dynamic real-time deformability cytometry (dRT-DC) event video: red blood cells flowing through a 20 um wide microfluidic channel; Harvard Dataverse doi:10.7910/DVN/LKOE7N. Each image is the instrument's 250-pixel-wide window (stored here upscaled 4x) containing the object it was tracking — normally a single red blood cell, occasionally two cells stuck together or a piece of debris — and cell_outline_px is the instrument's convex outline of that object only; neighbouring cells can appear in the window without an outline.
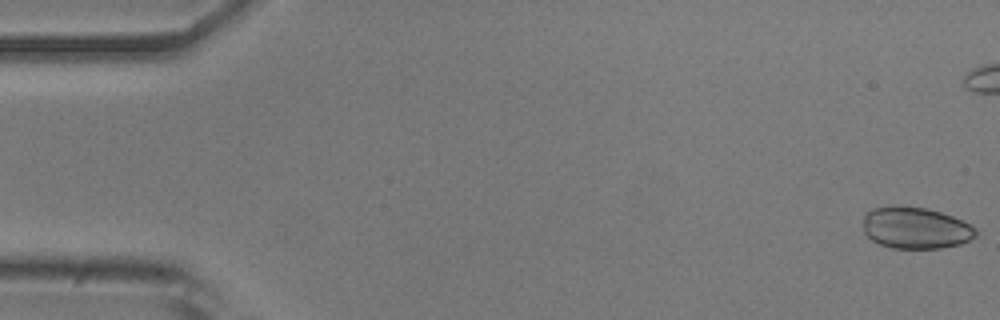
{"species": "common noctule bat (a hibernating species)", "species_latin": "Nyctalus noctula", "temperature_condition": "room temperature", "stored_images_in_passage": 19, "camera_frame_rate_fps": 3000, "um_per_image_px": 0.085, "animal": {"sex": "male", "body_mass_g": 20.5, "forearm_length_mm": 52.5}, "frame": {"image": 1, "passage_image": 1, "time_ms": 0.0, "image_size_px": [1000, 320], "cell_outline_px": [[976, 236], [960, 244], [940, 248], [892, 248], [880, 244], [872, 240], [864, 232], [864, 212], [872, 208], [892, 204], [896, 204], [924, 208], [940, 212], [952, 216], [976, 228]], "centroid_in_image_um": [77.77, 19.35], "position_along_channel_um": 7.2, "area_um2": 27.46}}
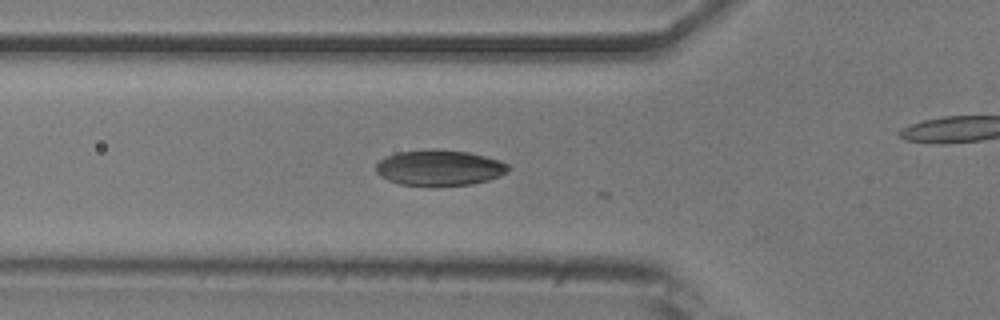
{"frame": {"image": 2, "passage_image": 18, "time_ms": 5.667, "image_size_px": [1000, 320], "cell_outline_px": [[508, 172], [500, 176], [488, 180], [472, 184], [400, 184], [388, 180], [380, 176], [376, 172], [376, 164], [380, 160], [388, 156], [400, 152], [428, 148], [432, 148], [468, 152], [500, 160], [508, 164]], "centroid_in_image_um": [37.36, 14.23], "position_along_channel_um": 88.4, "area_um2": 27.11}}